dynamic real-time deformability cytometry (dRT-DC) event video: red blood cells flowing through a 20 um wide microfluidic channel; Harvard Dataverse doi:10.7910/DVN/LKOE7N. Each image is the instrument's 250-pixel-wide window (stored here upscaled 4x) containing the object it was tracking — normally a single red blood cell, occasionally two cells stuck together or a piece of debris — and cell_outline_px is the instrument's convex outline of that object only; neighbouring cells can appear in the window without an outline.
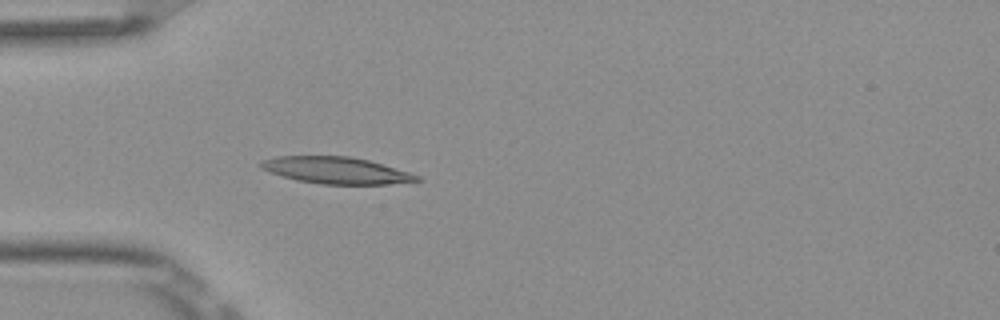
{"species": "Egyptian fruit bat (a non-hibernating species)", "species_latin": "Rousettus aegyptiacus", "temperature_condition": "room temperature", "stored_images_in_passage": 4, "camera_frame_rate_fps": 3000, "um_per_image_px": 0.085, "frame": {"image": 1, "passage_image": 4, "time_ms": 1.0, "image_size_px": [1000, 320], "cell_outline_px": [[424, 180], [388, 184], [320, 184], [296, 180], [268, 172], [260, 168], [256, 164], [260, 160], [276, 156], [348, 156], [368, 160], [408, 172], [420, 176]], "centroid_in_image_um": [28.5, 14.48], "position_along_channel_um": 56.5, "area_um2": 24.39}}